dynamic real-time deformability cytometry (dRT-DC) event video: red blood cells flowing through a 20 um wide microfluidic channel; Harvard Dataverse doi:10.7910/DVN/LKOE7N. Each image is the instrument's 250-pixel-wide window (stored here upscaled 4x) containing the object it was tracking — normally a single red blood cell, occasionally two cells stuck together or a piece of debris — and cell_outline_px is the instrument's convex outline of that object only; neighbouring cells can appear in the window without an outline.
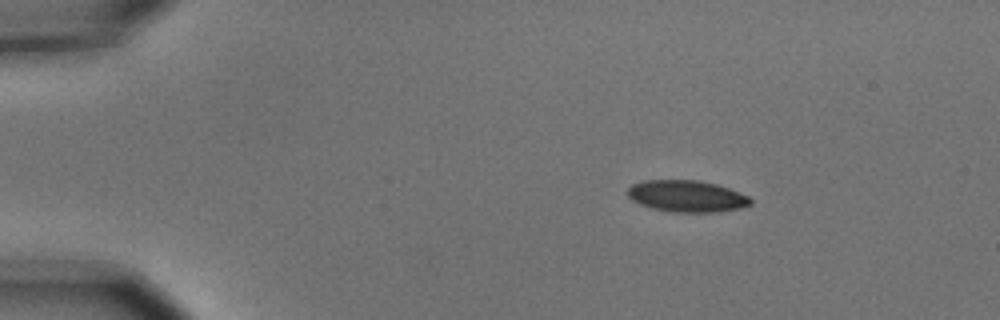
{"species": "common noctule bat (a hibernating species)", "species_latin": "Nyctalus noctula", "temperature_condition": "cold", "stored_images_in_passage": 4, "camera_frame_rate_fps": 3000, "um_per_image_px": 0.085, "animal": {"sex": "male", "body_mass_g": 15.6}, "frame": {"image": 1, "passage_image": 1, "time_ms": 0.0, "image_size_px": [1000, 320], "cell_outline_px": [[752, 204], [740, 208], [716, 212], [668, 212], [652, 208], [640, 204], [632, 200], [628, 196], [628, 188], [632, 184], [644, 180], [700, 180], [716, 184], [728, 188], [748, 196], [752, 200]], "centroid_in_image_um": [58.37, 16.67], "position_along_channel_um": 26.6, "area_um2": 22.72}}
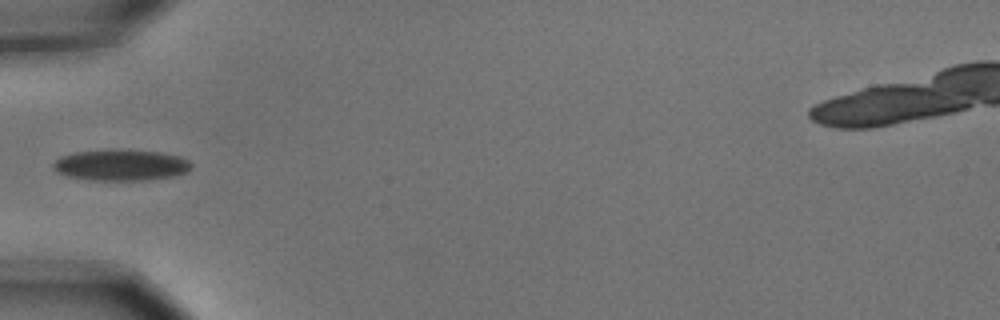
{"frame": {"image": 2, "passage_image": 4, "time_ms": 1.0, "image_size_px": [1000, 320], "cell_outline_px": [[192, 168], [188, 172], [172, 176], [144, 180], [92, 180], [68, 176], [56, 172], [52, 168], [52, 164], [60, 156], [72, 152], [112, 148], [116, 148], [160, 152], [180, 156], [188, 160], [192, 164]], "centroid_in_image_um": [10.26, 14.0], "position_along_channel_um": 74.7, "area_um2": 25.55}}